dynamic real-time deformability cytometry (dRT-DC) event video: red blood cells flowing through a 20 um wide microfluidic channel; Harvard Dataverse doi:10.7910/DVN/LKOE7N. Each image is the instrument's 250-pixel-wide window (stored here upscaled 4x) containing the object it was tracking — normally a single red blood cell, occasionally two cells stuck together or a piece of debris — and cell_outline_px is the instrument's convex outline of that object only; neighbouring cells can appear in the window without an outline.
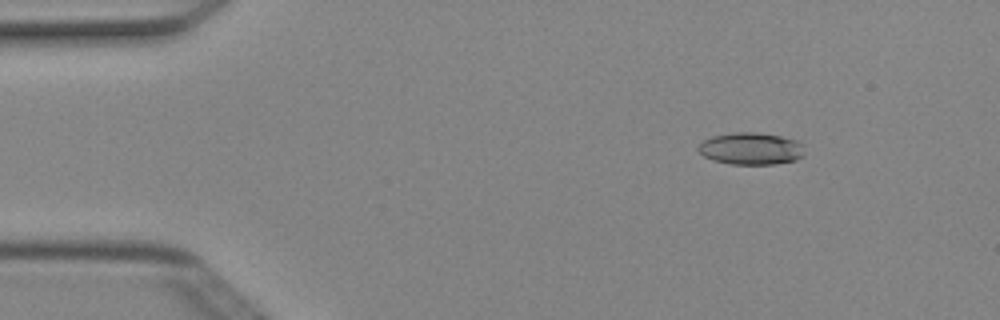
{"species": "Egyptian fruit bat (a non-hibernating species)", "species_latin": "Rousettus aegyptiacus", "temperature_condition": "cold", "stored_images_in_passage": 4, "camera_frame_rate_fps": 3000, "um_per_image_px": 0.085, "animal": {"sex": "female"}, "frame": {"image": 1, "passage_image": 2, "time_ms": 0.333, "image_size_px": [1000, 320], "cell_outline_px": [[804, 156], [796, 160], [776, 164], [732, 164], [712, 160], [704, 156], [696, 148], [704, 140], [712, 136], [732, 132], [760, 132], [780, 136], [796, 140], [804, 144]], "centroid_in_image_um": [63.86, 12.63], "position_along_channel_um": 21.1, "area_um2": 20.11}}